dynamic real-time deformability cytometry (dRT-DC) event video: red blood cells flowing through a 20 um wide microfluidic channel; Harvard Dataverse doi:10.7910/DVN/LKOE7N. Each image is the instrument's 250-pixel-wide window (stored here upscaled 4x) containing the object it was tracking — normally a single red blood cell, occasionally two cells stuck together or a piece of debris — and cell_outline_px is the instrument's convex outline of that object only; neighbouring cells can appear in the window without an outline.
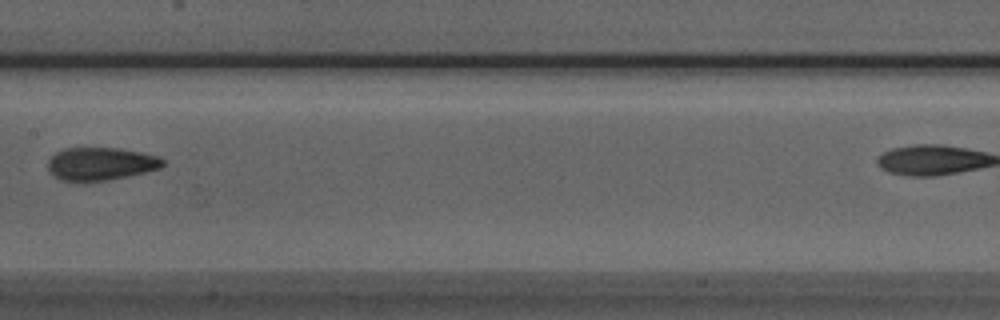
{"species": "Egyptian fruit bat (a non-hibernating species)", "species_latin": "Rousettus aegyptiacus", "temperature_condition": "room temperature", "stored_images_in_passage": 8, "segment_of_instrument_passage": [1, 2], "camera_frame_rate_fps": 3000, "um_per_image_px": 0.085, "animal": {"sex": "male"}, "frame": {"image": 1, "passage_image": 6, "time_ms": 1.667, "image_size_px": [1000, 320], "cell_outline_px": [[164, 164], [160, 168], [128, 176], [108, 180], [60, 180], [48, 168], [48, 160], [56, 152], [64, 148], [116, 148], [140, 152], [160, 156], [164, 160]], "centroid_in_image_um": [8.59, 13.9], "position_along_channel_um": 198.8, "area_um2": 21.68}}
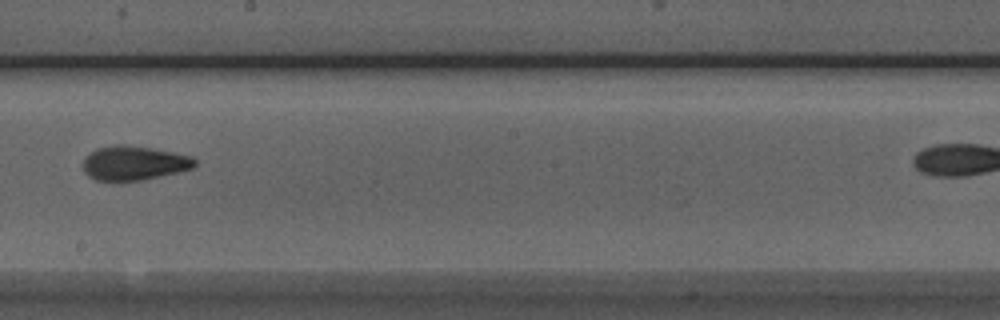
{"frame": {"image": 2, "passage_image": 7, "time_ms": 2.0, "image_size_px": [1000, 320], "cell_outline_px": [[196, 164], [192, 168], [176, 172], [140, 180], [96, 180], [88, 176], [84, 172], [84, 160], [96, 148], [116, 144], [124, 144], [152, 148], [192, 156], [196, 160]], "centroid_in_image_um": [11.39, 13.84], "position_along_channel_um": 236.8, "area_um2": 21.96}}